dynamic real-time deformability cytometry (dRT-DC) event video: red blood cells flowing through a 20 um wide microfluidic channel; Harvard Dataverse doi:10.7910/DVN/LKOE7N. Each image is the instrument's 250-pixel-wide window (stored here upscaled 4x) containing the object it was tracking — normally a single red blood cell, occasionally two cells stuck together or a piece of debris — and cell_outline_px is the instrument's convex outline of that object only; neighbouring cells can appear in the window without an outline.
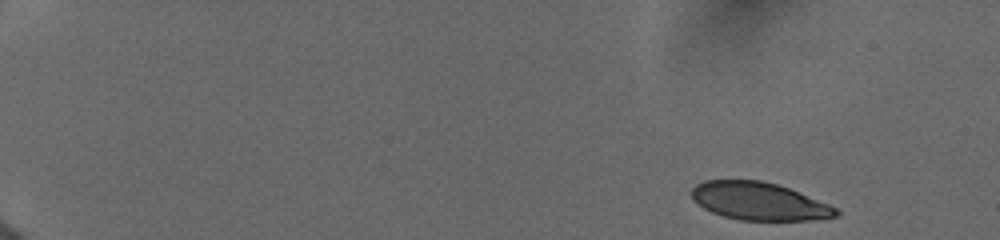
{"species": "human", "species_latin": "Homo sapiens", "temperature_condition": "cold", "stored_images_in_passage": 7, "camera_frame_rate_fps": 3000, "um_per_image_px": 0.085, "donor": {"sex": "female"}, "frame": {"image": 1, "passage_image": 1, "time_ms": 0.0, "image_size_px": [1000, 240], "cell_outline_px": [[840, 212], [836, 216], [808, 220], [740, 220], [724, 216], [712, 212], [704, 208], [692, 196], [692, 188], [696, 184], [704, 180], [760, 180], [776, 184], [788, 188], [840, 208]], "centroid_in_image_um": [64.55, 17.1], "position_along_channel_um": 20.5, "area_um2": 31.5}}
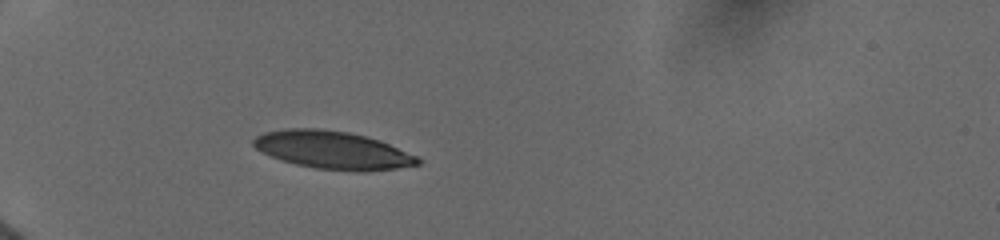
{"frame": {"image": 2, "passage_image": 5, "time_ms": 4.333, "image_size_px": [1000, 240], "cell_outline_px": [[420, 164], [396, 168], [316, 168], [296, 164], [272, 156], [256, 148], [252, 144], [252, 140], [256, 136], [264, 132], [288, 128], [320, 128], [348, 132], [380, 140], [416, 156], [420, 160]], "centroid_in_image_um": [28.2, 12.69], "position_along_channel_um": 56.8, "area_um2": 34.74}}
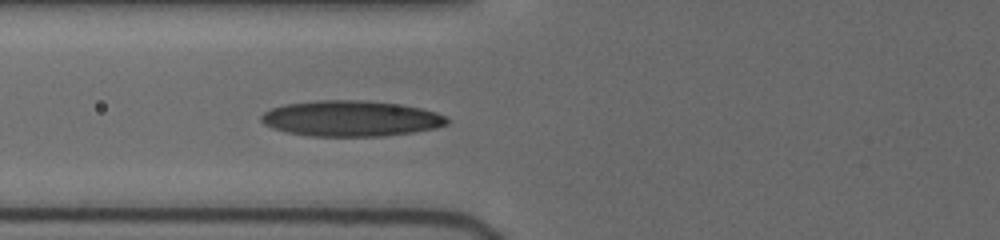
{"frame": {"image": 3, "passage_image": 7, "time_ms": 6.0, "image_size_px": [1000, 240], "cell_outline_px": [[448, 124], [436, 128], [412, 132], [380, 136], [312, 136], [288, 132], [272, 128], [264, 124], [260, 120], [260, 116], [264, 112], [272, 108], [284, 104], [316, 100], [360, 100], [396, 104], [420, 108], [436, 112], [444, 116], [448, 120]], "centroid_in_image_um": [29.79, 10.07], "position_along_channel_um": 96.0, "area_um2": 38.49}}